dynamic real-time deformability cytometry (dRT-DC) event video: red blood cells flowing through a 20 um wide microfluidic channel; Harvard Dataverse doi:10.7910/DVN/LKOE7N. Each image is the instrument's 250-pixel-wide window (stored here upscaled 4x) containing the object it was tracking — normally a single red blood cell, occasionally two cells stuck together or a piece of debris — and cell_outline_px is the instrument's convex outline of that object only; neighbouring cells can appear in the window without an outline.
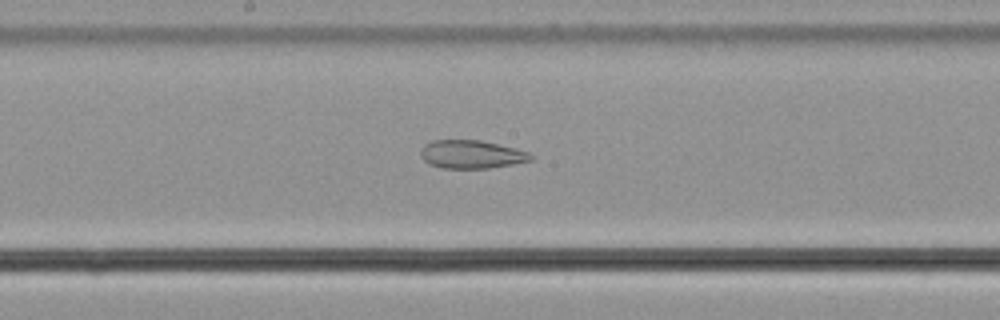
{"species": "common noctule bat (a hibernating species)", "species_latin": "Nyctalus noctula", "temperature_condition": "cold", "stored_images_in_passage": 39, "camera_frame_rate_fps": 3000, "um_per_image_px": 0.085, "animal": {"sex": "male", "body_mass_g": 21.5, "forearm_length_mm": 52.0}, "frame": {"image": 1, "passage_image": 23, "time_ms": 7.333, "image_size_px": [1000, 320], "cell_outline_px": [[532, 160], [512, 164], [488, 168], [440, 168], [428, 164], [420, 156], [420, 148], [424, 144], [432, 140], [480, 140], [528, 152], [532, 156]], "centroid_in_image_um": [39.99, 13.12], "position_along_channel_um": 208.2, "area_um2": 18.03}}